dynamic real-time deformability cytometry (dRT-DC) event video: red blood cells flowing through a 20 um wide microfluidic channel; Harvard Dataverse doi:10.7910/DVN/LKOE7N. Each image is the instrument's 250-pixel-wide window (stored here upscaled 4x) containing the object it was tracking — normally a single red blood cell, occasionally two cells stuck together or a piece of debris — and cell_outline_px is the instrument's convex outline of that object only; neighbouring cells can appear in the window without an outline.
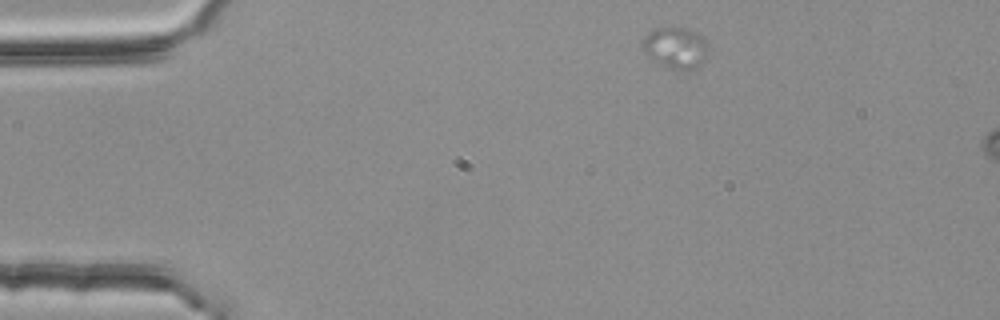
{"species": "common noctule bat (a hibernating species)", "species_latin": "Nyctalus noctula", "temperature_condition": "room temperature", "stored_images_in_passage": 3, "segment_of_instrument_passage": [1, 2], "camera_frame_rate_fps": 3000, "um_per_image_px": 0.085, "animal": {"sex": "female", "body_mass_g": 25.1}, "frame": {"image": 1, "passage_image": 1, "time_ms": 0.0, "image_size_px": [1000, 320], "cell_outline_px": [[708, 52], [704, 60], [700, 64], [692, 68], [672, 68], [652, 60], [640, 48], [640, 44], [644, 36], [652, 28], [692, 28], [700, 32], [704, 36], [708, 48]], "centroid_in_image_um": [57.41, 3.99], "position_along_channel_um": 27.6, "area_um2": 15.95}}